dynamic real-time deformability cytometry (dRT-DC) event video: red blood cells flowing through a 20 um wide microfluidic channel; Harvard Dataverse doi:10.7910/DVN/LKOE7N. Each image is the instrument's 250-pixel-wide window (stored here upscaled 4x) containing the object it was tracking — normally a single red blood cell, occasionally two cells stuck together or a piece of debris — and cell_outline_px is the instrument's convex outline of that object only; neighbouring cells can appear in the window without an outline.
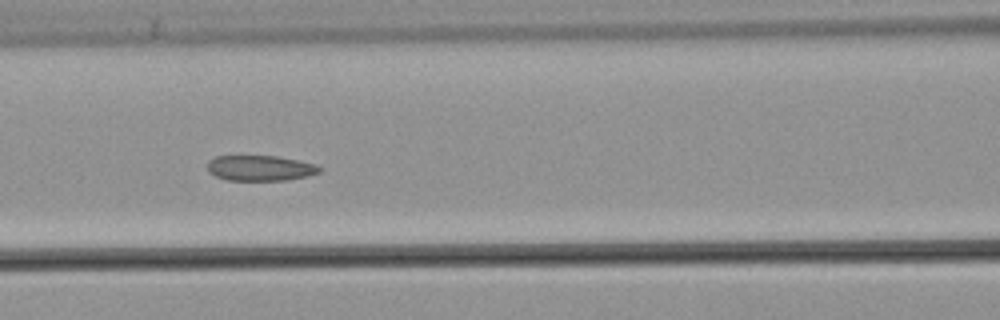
{"species": "common noctule bat (a hibernating species)", "species_latin": "Nyctalus noctula", "temperature_condition": "warm", "stored_images_in_passage": 54, "camera_frame_rate_fps": 3000, "um_per_image_px": 0.085, "animal": {"sex": "male", "body_mass_g": 21.5, "forearm_length_mm": 52.0}, "frame": {"image": 1, "passage_image": 24, "time_ms": 7.667, "image_size_px": [1000, 320], "cell_outline_px": [[324, 168], [320, 172], [308, 176], [288, 180], [228, 180], [216, 176], [208, 172], [208, 160], [216, 156], [276, 156], [316, 164]], "centroid_in_image_um": [22.14, 14.29], "position_along_channel_um": 144.5, "area_um2": 16.65}, "authors_computed_cell_mechanics": {"area_um2": 18.0336, "velocity_mm_per_s": 3.8155, "shape_relaxation_time_tau1_ms": null, "shape_relaxation_time_tau2_ms": 7.4522, "deformation_change_tau1": null, "deformation_change_tau2": 0.1324}}